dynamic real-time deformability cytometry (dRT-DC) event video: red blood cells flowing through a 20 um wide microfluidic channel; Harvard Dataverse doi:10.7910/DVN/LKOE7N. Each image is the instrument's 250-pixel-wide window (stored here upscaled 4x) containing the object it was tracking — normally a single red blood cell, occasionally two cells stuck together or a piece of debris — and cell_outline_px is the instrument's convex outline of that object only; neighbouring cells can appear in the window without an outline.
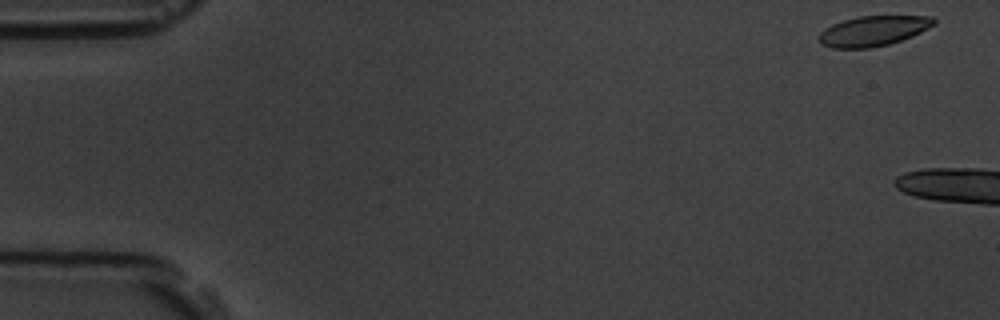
{"species": "common noctule bat (a hibernating species)", "species_latin": "Nyctalus noctula", "temperature_condition": "room temperature", "stored_images_in_passage": 5, "camera_frame_rate_fps": 3000, "um_per_image_px": 0.085, "animal": {"sex": "male", "body_mass_g": 19.5, "forearm_length_mm": 54.6}, "frame": {"image": 1, "passage_image": 1, "time_ms": 0.0, "image_size_px": [1000, 320], "cell_outline_px": [[936, 24], [912, 36], [888, 44], [868, 48], [832, 48], [820, 44], [820, 32], [824, 28], [832, 24], [856, 16], [932, 16], [936, 20]], "centroid_in_image_um": [74.22, 2.62], "position_along_channel_um": 10.8, "area_um2": 20.11}}